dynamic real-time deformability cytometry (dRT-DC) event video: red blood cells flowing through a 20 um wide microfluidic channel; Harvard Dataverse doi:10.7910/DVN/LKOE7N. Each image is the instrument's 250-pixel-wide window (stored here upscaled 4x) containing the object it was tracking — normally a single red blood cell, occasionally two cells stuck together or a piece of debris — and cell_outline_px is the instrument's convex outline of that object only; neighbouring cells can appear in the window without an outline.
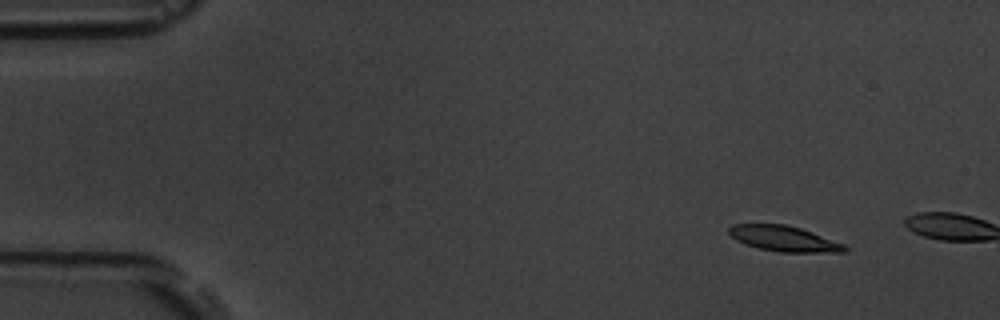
{"species": "common noctule bat (a hibernating species)", "species_latin": "Nyctalus noctula", "temperature_condition": "room temperature", "stored_images_in_passage": 4, "camera_frame_rate_fps": 3000, "um_per_image_px": 0.085, "animal": {"sex": "male", "body_mass_g": 19.5, "forearm_length_mm": 54.6}, "frame": {"image": 1, "passage_image": 2, "time_ms": 1.333, "image_size_px": [1000, 320], "cell_outline_px": [[848, 248], [844, 252], [780, 252], [760, 248], [744, 244], [736, 240], [728, 232], [728, 228], [732, 224], [784, 224], [800, 228], [844, 244]], "centroid_in_image_um": [66.6, 20.28], "position_along_channel_um": 18.4, "area_um2": 16.99}}